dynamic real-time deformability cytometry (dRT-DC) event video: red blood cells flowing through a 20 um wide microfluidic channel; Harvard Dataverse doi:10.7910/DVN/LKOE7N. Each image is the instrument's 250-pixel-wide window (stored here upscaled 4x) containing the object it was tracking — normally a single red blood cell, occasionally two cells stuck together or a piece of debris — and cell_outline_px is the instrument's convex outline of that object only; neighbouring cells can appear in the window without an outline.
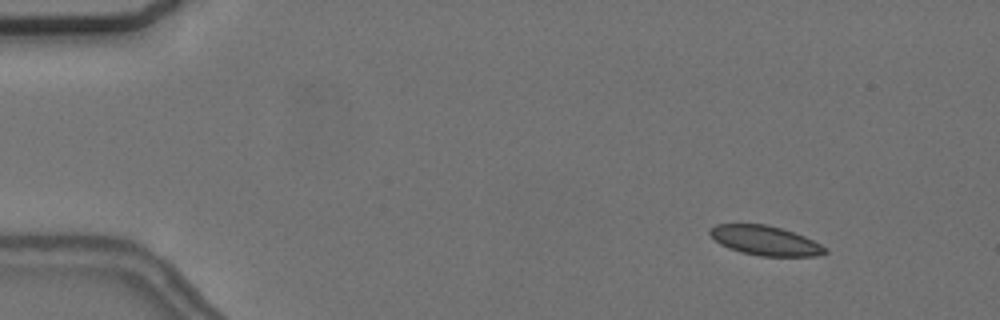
{"species": "common noctule bat (a hibernating species)", "species_latin": "Nyctalus noctula", "temperature_condition": "cold", "stored_images_in_passage": 5, "camera_frame_rate_fps": 3000, "um_per_image_px": 0.085, "animal": {"sex": "female", "body_mass_g": 24.6, "forearm_length_mm": 56.2}, "frame": {"image": 1, "passage_image": 2, "time_ms": 1.0, "image_size_px": [1000, 320], "cell_outline_px": [[828, 252], [816, 256], [760, 256], [740, 252], [728, 248], [720, 244], [708, 232], [708, 228], [716, 224], [764, 224], [780, 228], [804, 236], [828, 248]], "centroid_in_image_um": [65.02, 20.45], "position_along_channel_um": 20.0, "area_um2": 19.77}}